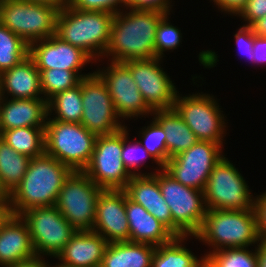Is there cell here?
Wrapping results in <instances>:
<instances>
[{
  "label": "cell",
  "instance_id": "cell-6",
  "mask_svg": "<svg viewBox=\"0 0 266 267\" xmlns=\"http://www.w3.org/2000/svg\"><path fill=\"white\" fill-rule=\"evenodd\" d=\"M158 171V184L172 214V232L176 236H195L207 212L204 191L184 186L164 168Z\"/></svg>",
  "mask_w": 266,
  "mask_h": 267
},
{
  "label": "cell",
  "instance_id": "cell-12",
  "mask_svg": "<svg viewBox=\"0 0 266 267\" xmlns=\"http://www.w3.org/2000/svg\"><path fill=\"white\" fill-rule=\"evenodd\" d=\"M122 129L110 135H98L91 160L83 172L103 190H123L130 179L122 157Z\"/></svg>",
  "mask_w": 266,
  "mask_h": 267
},
{
  "label": "cell",
  "instance_id": "cell-5",
  "mask_svg": "<svg viewBox=\"0 0 266 267\" xmlns=\"http://www.w3.org/2000/svg\"><path fill=\"white\" fill-rule=\"evenodd\" d=\"M97 135L81 123L47 119L44 127L45 154L72 171H83L89 164Z\"/></svg>",
  "mask_w": 266,
  "mask_h": 267
},
{
  "label": "cell",
  "instance_id": "cell-48",
  "mask_svg": "<svg viewBox=\"0 0 266 267\" xmlns=\"http://www.w3.org/2000/svg\"><path fill=\"white\" fill-rule=\"evenodd\" d=\"M29 1L50 5L56 7L58 10H60L67 4V0H29Z\"/></svg>",
  "mask_w": 266,
  "mask_h": 267
},
{
  "label": "cell",
  "instance_id": "cell-18",
  "mask_svg": "<svg viewBox=\"0 0 266 267\" xmlns=\"http://www.w3.org/2000/svg\"><path fill=\"white\" fill-rule=\"evenodd\" d=\"M92 231L102 235L108 243L129 241L124 190L101 191L96 202Z\"/></svg>",
  "mask_w": 266,
  "mask_h": 267
},
{
  "label": "cell",
  "instance_id": "cell-2",
  "mask_svg": "<svg viewBox=\"0 0 266 267\" xmlns=\"http://www.w3.org/2000/svg\"><path fill=\"white\" fill-rule=\"evenodd\" d=\"M73 171L47 154L31 158L20 184L10 194L13 215L35 208L55 206L64 181Z\"/></svg>",
  "mask_w": 266,
  "mask_h": 267
},
{
  "label": "cell",
  "instance_id": "cell-40",
  "mask_svg": "<svg viewBox=\"0 0 266 267\" xmlns=\"http://www.w3.org/2000/svg\"><path fill=\"white\" fill-rule=\"evenodd\" d=\"M238 15L246 21L244 25L251 26L258 19L266 16V0H248Z\"/></svg>",
  "mask_w": 266,
  "mask_h": 267
},
{
  "label": "cell",
  "instance_id": "cell-3",
  "mask_svg": "<svg viewBox=\"0 0 266 267\" xmlns=\"http://www.w3.org/2000/svg\"><path fill=\"white\" fill-rule=\"evenodd\" d=\"M114 16L111 12L81 11L66 4L58 12L55 35L81 48L96 61L104 57Z\"/></svg>",
  "mask_w": 266,
  "mask_h": 267
},
{
  "label": "cell",
  "instance_id": "cell-47",
  "mask_svg": "<svg viewBox=\"0 0 266 267\" xmlns=\"http://www.w3.org/2000/svg\"><path fill=\"white\" fill-rule=\"evenodd\" d=\"M253 32L260 37H266V16L251 25Z\"/></svg>",
  "mask_w": 266,
  "mask_h": 267
},
{
  "label": "cell",
  "instance_id": "cell-26",
  "mask_svg": "<svg viewBox=\"0 0 266 267\" xmlns=\"http://www.w3.org/2000/svg\"><path fill=\"white\" fill-rule=\"evenodd\" d=\"M152 114L166 134L167 161L199 141L174 108L154 110Z\"/></svg>",
  "mask_w": 266,
  "mask_h": 267
},
{
  "label": "cell",
  "instance_id": "cell-23",
  "mask_svg": "<svg viewBox=\"0 0 266 267\" xmlns=\"http://www.w3.org/2000/svg\"><path fill=\"white\" fill-rule=\"evenodd\" d=\"M125 208L130 230V242L159 246L172 241L176 235L143 206L130 200L125 193Z\"/></svg>",
  "mask_w": 266,
  "mask_h": 267
},
{
  "label": "cell",
  "instance_id": "cell-42",
  "mask_svg": "<svg viewBox=\"0 0 266 267\" xmlns=\"http://www.w3.org/2000/svg\"><path fill=\"white\" fill-rule=\"evenodd\" d=\"M222 12L237 15L246 5L248 0H212Z\"/></svg>",
  "mask_w": 266,
  "mask_h": 267
},
{
  "label": "cell",
  "instance_id": "cell-17",
  "mask_svg": "<svg viewBox=\"0 0 266 267\" xmlns=\"http://www.w3.org/2000/svg\"><path fill=\"white\" fill-rule=\"evenodd\" d=\"M29 56L38 70L64 69L79 72L93 59L81 48L55 34L29 45Z\"/></svg>",
  "mask_w": 266,
  "mask_h": 267
},
{
  "label": "cell",
  "instance_id": "cell-13",
  "mask_svg": "<svg viewBox=\"0 0 266 267\" xmlns=\"http://www.w3.org/2000/svg\"><path fill=\"white\" fill-rule=\"evenodd\" d=\"M222 146L210 141H198L186 151L170 158L164 169L184 186L205 190L214 166L224 156Z\"/></svg>",
  "mask_w": 266,
  "mask_h": 267
},
{
  "label": "cell",
  "instance_id": "cell-16",
  "mask_svg": "<svg viewBox=\"0 0 266 267\" xmlns=\"http://www.w3.org/2000/svg\"><path fill=\"white\" fill-rule=\"evenodd\" d=\"M94 72L106 85L115 111L121 119L152 115L153 111L145 103L130 69L124 63L110 61L106 69Z\"/></svg>",
  "mask_w": 266,
  "mask_h": 267
},
{
  "label": "cell",
  "instance_id": "cell-34",
  "mask_svg": "<svg viewBox=\"0 0 266 267\" xmlns=\"http://www.w3.org/2000/svg\"><path fill=\"white\" fill-rule=\"evenodd\" d=\"M255 251V252H254ZM245 248H226L204 254L214 267H257L256 245L255 250Z\"/></svg>",
  "mask_w": 266,
  "mask_h": 267
},
{
  "label": "cell",
  "instance_id": "cell-19",
  "mask_svg": "<svg viewBox=\"0 0 266 267\" xmlns=\"http://www.w3.org/2000/svg\"><path fill=\"white\" fill-rule=\"evenodd\" d=\"M0 99V134L21 127H45L47 101L38 99ZM8 99V100H7Z\"/></svg>",
  "mask_w": 266,
  "mask_h": 267
},
{
  "label": "cell",
  "instance_id": "cell-32",
  "mask_svg": "<svg viewBox=\"0 0 266 267\" xmlns=\"http://www.w3.org/2000/svg\"><path fill=\"white\" fill-rule=\"evenodd\" d=\"M39 71L41 90L46 101L59 92L73 88L80 83L82 78L92 74L88 73L83 75L80 74L81 72H73L71 70L56 68Z\"/></svg>",
  "mask_w": 266,
  "mask_h": 267
},
{
  "label": "cell",
  "instance_id": "cell-39",
  "mask_svg": "<svg viewBox=\"0 0 266 267\" xmlns=\"http://www.w3.org/2000/svg\"><path fill=\"white\" fill-rule=\"evenodd\" d=\"M170 4V0H125L126 10L158 11L168 15H170V10L173 6Z\"/></svg>",
  "mask_w": 266,
  "mask_h": 267
},
{
  "label": "cell",
  "instance_id": "cell-35",
  "mask_svg": "<svg viewBox=\"0 0 266 267\" xmlns=\"http://www.w3.org/2000/svg\"><path fill=\"white\" fill-rule=\"evenodd\" d=\"M128 128L125 126L122 129V161L127 169V171L132 174L133 176L135 175H151V173H142L140 172V169L145 162V159L147 157L152 158V156L148 153V151L144 148V146L139 142L136 141L134 144H131L128 139ZM145 158V159H144ZM143 162V163H142ZM141 166V167H140ZM137 169V170H136ZM134 170V171H131ZM139 173H137L136 171Z\"/></svg>",
  "mask_w": 266,
  "mask_h": 267
},
{
  "label": "cell",
  "instance_id": "cell-11",
  "mask_svg": "<svg viewBox=\"0 0 266 267\" xmlns=\"http://www.w3.org/2000/svg\"><path fill=\"white\" fill-rule=\"evenodd\" d=\"M216 101L210 94L202 92L183 97L178 92L173 108L199 141H210L223 147L227 123Z\"/></svg>",
  "mask_w": 266,
  "mask_h": 267
},
{
  "label": "cell",
  "instance_id": "cell-49",
  "mask_svg": "<svg viewBox=\"0 0 266 267\" xmlns=\"http://www.w3.org/2000/svg\"><path fill=\"white\" fill-rule=\"evenodd\" d=\"M0 201H10V193L3 186L1 179H0Z\"/></svg>",
  "mask_w": 266,
  "mask_h": 267
},
{
  "label": "cell",
  "instance_id": "cell-21",
  "mask_svg": "<svg viewBox=\"0 0 266 267\" xmlns=\"http://www.w3.org/2000/svg\"><path fill=\"white\" fill-rule=\"evenodd\" d=\"M123 190L130 200L143 206L172 231V214L162 196L157 171L151 175L132 176Z\"/></svg>",
  "mask_w": 266,
  "mask_h": 267
},
{
  "label": "cell",
  "instance_id": "cell-29",
  "mask_svg": "<svg viewBox=\"0 0 266 267\" xmlns=\"http://www.w3.org/2000/svg\"><path fill=\"white\" fill-rule=\"evenodd\" d=\"M0 138L16 152L29 158L39 157L45 153L44 127H21L5 130Z\"/></svg>",
  "mask_w": 266,
  "mask_h": 267
},
{
  "label": "cell",
  "instance_id": "cell-41",
  "mask_svg": "<svg viewBox=\"0 0 266 267\" xmlns=\"http://www.w3.org/2000/svg\"><path fill=\"white\" fill-rule=\"evenodd\" d=\"M254 209L257 216V233L260 240L266 241V192L255 196Z\"/></svg>",
  "mask_w": 266,
  "mask_h": 267
},
{
  "label": "cell",
  "instance_id": "cell-45",
  "mask_svg": "<svg viewBox=\"0 0 266 267\" xmlns=\"http://www.w3.org/2000/svg\"><path fill=\"white\" fill-rule=\"evenodd\" d=\"M13 215L10 201H0V228L10 219Z\"/></svg>",
  "mask_w": 266,
  "mask_h": 267
},
{
  "label": "cell",
  "instance_id": "cell-30",
  "mask_svg": "<svg viewBox=\"0 0 266 267\" xmlns=\"http://www.w3.org/2000/svg\"><path fill=\"white\" fill-rule=\"evenodd\" d=\"M30 161L0 138V179L10 194L20 184Z\"/></svg>",
  "mask_w": 266,
  "mask_h": 267
},
{
  "label": "cell",
  "instance_id": "cell-46",
  "mask_svg": "<svg viewBox=\"0 0 266 267\" xmlns=\"http://www.w3.org/2000/svg\"><path fill=\"white\" fill-rule=\"evenodd\" d=\"M257 267H266V241L260 240L256 247Z\"/></svg>",
  "mask_w": 266,
  "mask_h": 267
},
{
  "label": "cell",
  "instance_id": "cell-28",
  "mask_svg": "<svg viewBox=\"0 0 266 267\" xmlns=\"http://www.w3.org/2000/svg\"><path fill=\"white\" fill-rule=\"evenodd\" d=\"M187 238L191 237L176 236L172 241L156 246L152 267H196L204 256L198 259L182 244Z\"/></svg>",
  "mask_w": 266,
  "mask_h": 267
},
{
  "label": "cell",
  "instance_id": "cell-44",
  "mask_svg": "<svg viewBox=\"0 0 266 267\" xmlns=\"http://www.w3.org/2000/svg\"><path fill=\"white\" fill-rule=\"evenodd\" d=\"M9 267H52V265L47 264L43 257L36 256L35 258L19 262Z\"/></svg>",
  "mask_w": 266,
  "mask_h": 267
},
{
  "label": "cell",
  "instance_id": "cell-27",
  "mask_svg": "<svg viewBox=\"0 0 266 267\" xmlns=\"http://www.w3.org/2000/svg\"><path fill=\"white\" fill-rule=\"evenodd\" d=\"M53 111L56 116L50 118ZM82 115V80L73 88L59 92L47 100V119L81 123Z\"/></svg>",
  "mask_w": 266,
  "mask_h": 267
},
{
  "label": "cell",
  "instance_id": "cell-38",
  "mask_svg": "<svg viewBox=\"0 0 266 267\" xmlns=\"http://www.w3.org/2000/svg\"><path fill=\"white\" fill-rule=\"evenodd\" d=\"M256 34L253 32L251 26L243 25L239 28L234 35L235 42L238 45L240 53H244V56L249 57L250 63H254L253 44Z\"/></svg>",
  "mask_w": 266,
  "mask_h": 267
},
{
  "label": "cell",
  "instance_id": "cell-10",
  "mask_svg": "<svg viewBox=\"0 0 266 267\" xmlns=\"http://www.w3.org/2000/svg\"><path fill=\"white\" fill-rule=\"evenodd\" d=\"M27 223L37 256L56 258L76 233L56 206L31 208L21 215Z\"/></svg>",
  "mask_w": 266,
  "mask_h": 267
},
{
  "label": "cell",
  "instance_id": "cell-31",
  "mask_svg": "<svg viewBox=\"0 0 266 267\" xmlns=\"http://www.w3.org/2000/svg\"><path fill=\"white\" fill-rule=\"evenodd\" d=\"M29 55V45L0 22V74Z\"/></svg>",
  "mask_w": 266,
  "mask_h": 267
},
{
  "label": "cell",
  "instance_id": "cell-8",
  "mask_svg": "<svg viewBox=\"0 0 266 267\" xmlns=\"http://www.w3.org/2000/svg\"><path fill=\"white\" fill-rule=\"evenodd\" d=\"M244 177L225 157L214 166L204 190L207 210H252L255 198Z\"/></svg>",
  "mask_w": 266,
  "mask_h": 267
},
{
  "label": "cell",
  "instance_id": "cell-20",
  "mask_svg": "<svg viewBox=\"0 0 266 267\" xmlns=\"http://www.w3.org/2000/svg\"><path fill=\"white\" fill-rule=\"evenodd\" d=\"M36 256L27 223L12 215L0 228V266H13Z\"/></svg>",
  "mask_w": 266,
  "mask_h": 267
},
{
  "label": "cell",
  "instance_id": "cell-43",
  "mask_svg": "<svg viewBox=\"0 0 266 267\" xmlns=\"http://www.w3.org/2000/svg\"><path fill=\"white\" fill-rule=\"evenodd\" d=\"M254 64H266V37L255 36L253 44Z\"/></svg>",
  "mask_w": 266,
  "mask_h": 267
},
{
  "label": "cell",
  "instance_id": "cell-36",
  "mask_svg": "<svg viewBox=\"0 0 266 267\" xmlns=\"http://www.w3.org/2000/svg\"><path fill=\"white\" fill-rule=\"evenodd\" d=\"M168 14H166L159 22L156 29L155 38V57L163 58L165 51L176 49L180 46L182 33L176 26L170 24Z\"/></svg>",
  "mask_w": 266,
  "mask_h": 267
},
{
  "label": "cell",
  "instance_id": "cell-4",
  "mask_svg": "<svg viewBox=\"0 0 266 267\" xmlns=\"http://www.w3.org/2000/svg\"><path fill=\"white\" fill-rule=\"evenodd\" d=\"M195 239L213 248L210 252L226 248H245L258 244L257 216L252 210H207Z\"/></svg>",
  "mask_w": 266,
  "mask_h": 267
},
{
  "label": "cell",
  "instance_id": "cell-24",
  "mask_svg": "<svg viewBox=\"0 0 266 267\" xmlns=\"http://www.w3.org/2000/svg\"><path fill=\"white\" fill-rule=\"evenodd\" d=\"M38 99L41 96L40 71L28 55L20 63L0 74V97ZM41 96V97H40Z\"/></svg>",
  "mask_w": 266,
  "mask_h": 267
},
{
  "label": "cell",
  "instance_id": "cell-50",
  "mask_svg": "<svg viewBox=\"0 0 266 267\" xmlns=\"http://www.w3.org/2000/svg\"><path fill=\"white\" fill-rule=\"evenodd\" d=\"M196 267H214V266L209 262V260L206 257H204Z\"/></svg>",
  "mask_w": 266,
  "mask_h": 267
},
{
  "label": "cell",
  "instance_id": "cell-9",
  "mask_svg": "<svg viewBox=\"0 0 266 267\" xmlns=\"http://www.w3.org/2000/svg\"><path fill=\"white\" fill-rule=\"evenodd\" d=\"M102 190L83 171H73L64 181L55 206L76 230H92Z\"/></svg>",
  "mask_w": 266,
  "mask_h": 267
},
{
  "label": "cell",
  "instance_id": "cell-7",
  "mask_svg": "<svg viewBox=\"0 0 266 267\" xmlns=\"http://www.w3.org/2000/svg\"><path fill=\"white\" fill-rule=\"evenodd\" d=\"M58 12L29 0H0V22L28 45L55 34Z\"/></svg>",
  "mask_w": 266,
  "mask_h": 267
},
{
  "label": "cell",
  "instance_id": "cell-33",
  "mask_svg": "<svg viewBox=\"0 0 266 267\" xmlns=\"http://www.w3.org/2000/svg\"><path fill=\"white\" fill-rule=\"evenodd\" d=\"M141 141H139L148 153L152 156L153 161L158 164L159 168H164L167 164V146L166 134L162 126L153 118L149 126L140 131Z\"/></svg>",
  "mask_w": 266,
  "mask_h": 267
},
{
  "label": "cell",
  "instance_id": "cell-15",
  "mask_svg": "<svg viewBox=\"0 0 266 267\" xmlns=\"http://www.w3.org/2000/svg\"><path fill=\"white\" fill-rule=\"evenodd\" d=\"M160 62L162 59L157 57L124 62L152 111L172 109L178 93L169 75L160 67Z\"/></svg>",
  "mask_w": 266,
  "mask_h": 267
},
{
  "label": "cell",
  "instance_id": "cell-25",
  "mask_svg": "<svg viewBox=\"0 0 266 267\" xmlns=\"http://www.w3.org/2000/svg\"><path fill=\"white\" fill-rule=\"evenodd\" d=\"M156 246L139 242L108 243L100 267H152Z\"/></svg>",
  "mask_w": 266,
  "mask_h": 267
},
{
  "label": "cell",
  "instance_id": "cell-1",
  "mask_svg": "<svg viewBox=\"0 0 266 267\" xmlns=\"http://www.w3.org/2000/svg\"><path fill=\"white\" fill-rule=\"evenodd\" d=\"M128 10L123 13L122 9L115 13L104 56H112L111 61L118 63L155 58L156 29L166 14L158 11Z\"/></svg>",
  "mask_w": 266,
  "mask_h": 267
},
{
  "label": "cell",
  "instance_id": "cell-22",
  "mask_svg": "<svg viewBox=\"0 0 266 267\" xmlns=\"http://www.w3.org/2000/svg\"><path fill=\"white\" fill-rule=\"evenodd\" d=\"M107 240L92 230H77L56 257L72 267H100Z\"/></svg>",
  "mask_w": 266,
  "mask_h": 267
},
{
  "label": "cell",
  "instance_id": "cell-37",
  "mask_svg": "<svg viewBox=\"0 0 266 267\" xmlns=\"http://www.w3.org/2000/svg\"><path fill=\"white\" fill-rule=\"evenodd\" d=\"M67 4L81 11H104L115 14L121 11V6L125 7V0H67Z\"/></svg>",
  "mask_w": 266,
  "mask_h": 267
},
{
  "label": "cell",
  "instance_id": "cell-51",
  "mask_svg": "<svg viewBox=\"0 0 266 267\" xmlns=\"http://www.w3.org/2000/svg\"><path fill=\"white\" fill-rule=\"evenodd\" d=\"M52 267H72V266H68V265H65L63 263L58 262V264L56 263V265H54Z\"/></svg>",
  "mask_w": 266,
  "mask_h": 267
},
{
  "label": "cell",
  "instance_id": "cell-14",
  "mask_svg": "<svg viewBox=\"0 0 266 267\" xmlns=\"http://www.w3.org/2000/svg\"><path fill=\"white\" fill-rule=\"evenodd\" d=\"M82 104L81 124L97 136L114 134L125 127L119 121L106 85L95 72L82 78Z\"/></svg>",
  "mask_w": 266,
  "mask_h": 267
}]
</instances>
